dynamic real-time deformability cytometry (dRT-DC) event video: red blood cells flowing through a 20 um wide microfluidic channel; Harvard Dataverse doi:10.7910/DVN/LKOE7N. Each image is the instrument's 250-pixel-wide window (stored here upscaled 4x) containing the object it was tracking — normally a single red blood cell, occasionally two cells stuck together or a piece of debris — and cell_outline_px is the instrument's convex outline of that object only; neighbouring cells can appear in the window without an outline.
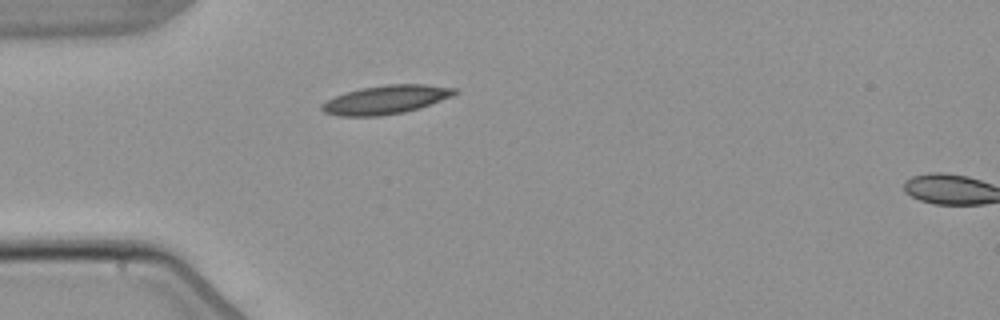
{"species": "common noctule bat (a hibernating species)", "species_latin": "Nyctalus noctula", "temperature_condition": "warm", "stored_images_in_passage": 2, "camera_frame_rate_fps": 3000, "um_per_image_px": 0.085, "animal": {"sex": "male", "body_mass_g": 21.5, "forearm_length_mm": 52.0}, "frame": {"image": 1, "passage_image": 1, "time_ms": 0.0, "image_size_px": [1000, 320], "cell_outline_px": [[460, 92], [452, 96], [420, 108], [404, 112], [380, 116], [336, 116], [324, 112], [320, 108], [320, 104], [344, 92], [360, 88], [388, 84], [424, 84], [456, 88]], "centroid_in_image_um": [32.8, 8.47], "position_along_channel_um": 52.2, "area_um2": 22.31}}